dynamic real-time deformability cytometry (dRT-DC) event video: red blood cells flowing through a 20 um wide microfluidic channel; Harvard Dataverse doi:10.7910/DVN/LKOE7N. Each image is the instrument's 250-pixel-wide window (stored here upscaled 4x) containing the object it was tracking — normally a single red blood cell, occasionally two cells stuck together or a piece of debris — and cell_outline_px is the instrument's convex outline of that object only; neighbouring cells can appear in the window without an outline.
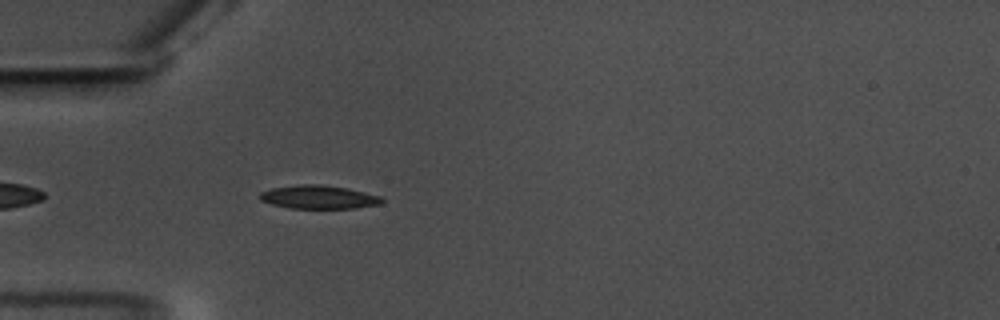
{"species": "common noctule bat (a hibernating species)", "species_latin": "Nyctalus noctula", "temperature_condition": "warm", "stored_images_in_passage": 44, "camera_frame_rate_fps": 3000, "um_per_image_px": 0.085, "animal": {"sex": "male", "body_mass_g": 17.5, "forearm_length_mm": 52.3}, "frame": {"image": 1, "passage_image": 4, "time_ms": 1.0, "image_size_px": [1000, 320], "cell_outline_px": [[384, 200], [380, 204], [356, 208], [292, 208], [272, 204], [260, 200], [260, 192], [272, 188], [300, 184], [320, 184], [348, 188], [380, 196]], "centroid_in_image_um": [27.1, 16.74], "position_along_channel_um": 57.9, "area_um2": 16.59}}
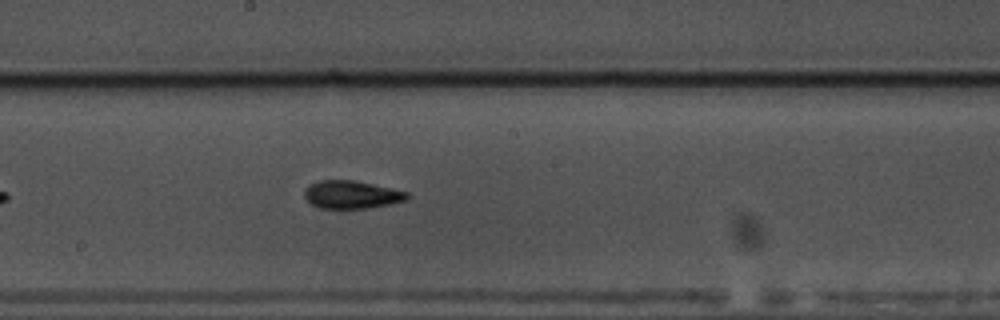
{"frame": {"image": 2, "passage_image": 18, "time_ms": 5.667, "image_size_px": [1000, 320], "cell_outline_px": [[412, 196], [408, 200], [392, 204], [368, 208], [320, 208], [312, 204], [304, 196], [304, 188], [308, 184], [320, 180], [356, 180], [408, 192]], "centroid_in_image_um": [29.91, 16.54], "position_along_channel_um": 218.3, "area_um2": 16.94}}
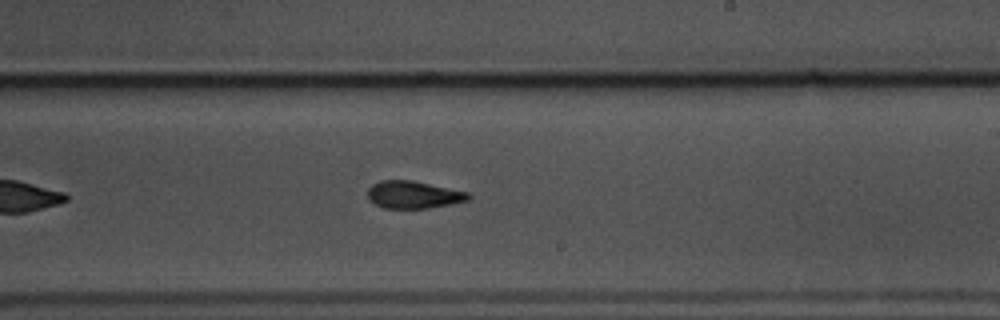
{"frame": {"image": 3, "passage_image": 21, "time_ms": 6.667, "image_size_px": [1000, 320], "cell_outline_px": [[472, 196], [468, 200], [452, 204], [428, 208], [384, 208], [376, 204], [368, 196], [368, 188], [372, 184], [380, 180], [412, 180], [468, 192]], "centroid_in_image_um": [35.16, 16.54], "position_along_channel_um": 253.8, "area_um2": 16.01}, "authors_computed_cell_mechanics": {"area_um2": 16.2707, "velocity_mm_per_s": 3.5684, "shape_relaxation_time_tau1_ms": 2.8444, "shape_relaxation_time_tau2_ms": 2.6785, "deformation_change_tau1": 0.163, "deformation_change_tau2": 0.1098}}